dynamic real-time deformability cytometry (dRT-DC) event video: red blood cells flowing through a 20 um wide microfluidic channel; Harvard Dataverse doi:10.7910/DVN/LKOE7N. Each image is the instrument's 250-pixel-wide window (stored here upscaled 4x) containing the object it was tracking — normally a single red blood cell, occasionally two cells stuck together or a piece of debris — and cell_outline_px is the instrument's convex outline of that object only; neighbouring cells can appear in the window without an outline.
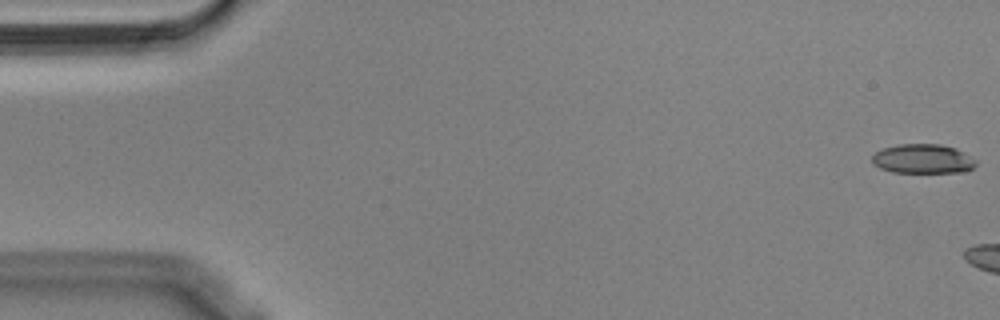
{"species": "Egyptian fruit bat (a non-hibernating species)", "species_latin": "Rousettus aegyptiacus", "temperature_condition": "cold", "stored_images_in_passage": 6, "camera_frame_rate_fps": 3000, "um_per_image_px": 0.085, "animal": {"sex": "male"}, "frame": {"image": 1, "passage_image": 1, "time_ms": 0.0, "image_size_px": [1000, 320], "cell_outline_px": [[976, 164], [972, 168], [960, 172], [892, 172], [880, 168], [872, 164], [872, 156], [876, 152], [884, 148], [900, 144], [940, 144], [956, 148], [976, 160]], "centroid_in_image_um": [78.42, 13.5], "position_along_channel_um": 6.6, "area_um2": 17.63}}